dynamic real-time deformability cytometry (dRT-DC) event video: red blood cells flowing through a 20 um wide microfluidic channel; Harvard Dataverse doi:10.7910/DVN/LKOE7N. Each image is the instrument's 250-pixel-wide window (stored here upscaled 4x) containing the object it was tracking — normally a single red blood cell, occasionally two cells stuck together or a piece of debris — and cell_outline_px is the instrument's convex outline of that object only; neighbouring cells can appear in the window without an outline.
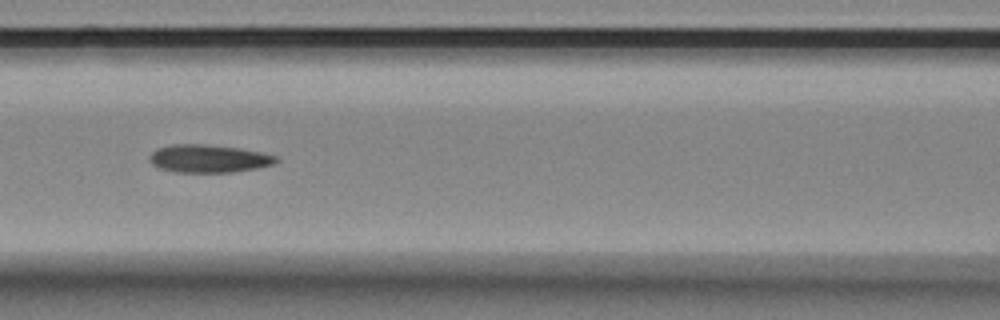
{"species": "Egyptian fruit bat (a non-hibernating species)", "species_latin": "Rousettus aegyptiacus", "temperature_condition": "room temperature", "stored_images_in_passage": 20, "camera_frame_rate_fps": 3000, "um_per_image_px": 0.085, "animal": {"sex": "female"}, "frame": {"image": 1, "passage_image": 9, "time_ms": 2.667, "image_size_px": [1000, 320], "cell_outline_px": [[280, 160], [272, 164], [256, 168], [232, 172], [176, 172], [160, 168], [152, 164], [148, 160], [148, 156], [156, 148], [172, 144], [200, 144], [240, 148], [260, 152], [276, 156]], "centroid_in_image_um": [17.69, 13.48], "position_along_channel_um": 148.9, "area_um2": 20.52}}
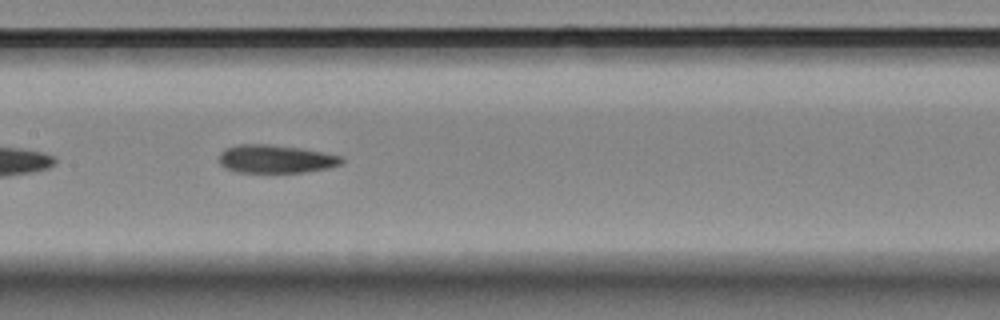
{"frame": {"image": 2, "passage_image": 12, "time_ms": 3.667, "image_size_px": [1000, 320], "cell_outline_px": [[344, 164], [328, 168], [304, 172], [236, 172], [220, 164], [220, 152], [224, 148], [240, 144], [268, 144], [300, 148], [344, 156]], "centroid_in_image_um": [23.48, 13.51], "position_along_channel_um": 183.9, "area_um2": 20.17}}